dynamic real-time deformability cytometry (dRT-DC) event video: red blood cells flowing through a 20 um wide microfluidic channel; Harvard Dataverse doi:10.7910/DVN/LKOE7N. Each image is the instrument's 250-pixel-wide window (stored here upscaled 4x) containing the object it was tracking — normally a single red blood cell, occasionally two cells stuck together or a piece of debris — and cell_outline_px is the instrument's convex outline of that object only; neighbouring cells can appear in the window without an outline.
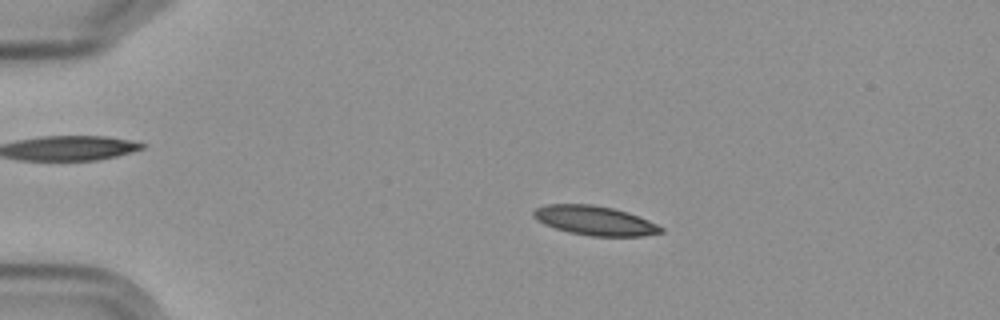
{"species": "Egyptian fruit bat (a non-hibernating species)", "species_latin": "Rousettus aegyptiacus", "temperature_condition": "cold", "stored_images_in_passage": 6, "camera_frame_rate_fps": 3000, "um_per_image_px": 0.085, "frame": {"image": 1, "passage_image": 3, "time_ms": 2.333, "image_size_px": [1000, 320], "cell_outline_px": [[664, 232], [644, 236], [592, 236], [568, 232], [544, 224], [536, 220], [532, 216], [532, 212], [536, 208], [544, 204], [592, 204], [612, 208], [628, 212], [648, 220], [664, 228]], "centroid_in_image_um": [50.54, 18.74], "position_along_channel_um": 34.5, "area_um2": 21.85}}
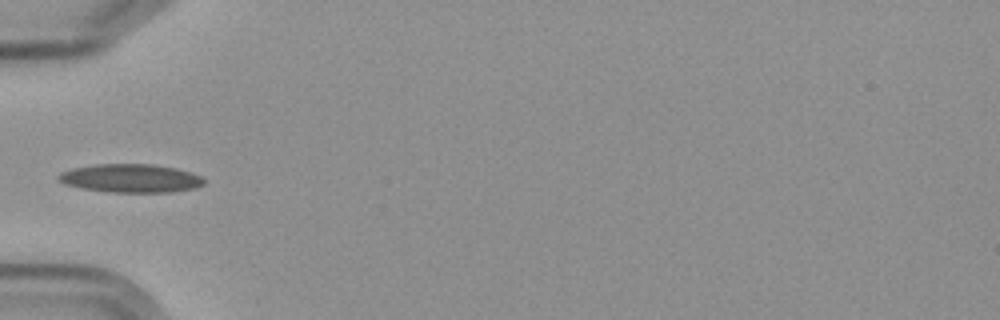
{"frame": {"image": 2, "passage_image": 5, "time_ms": 5.0, "image_size_px": [1000, 320], "cell_outline_px": [[204, 184], [196, 188], [172, 192], [108, 192], [80, 188], [64, 184], [56, 180], [56, 176], [60, 172], [72, 168], [96, 164], [152, 164], [176, 168], [192, 172], [200, 176], [204, 180]], "centroid_in_image_um": [11.07, 15.15], "position_along_channel_um": 73.9, "area_um2": 24.39}}
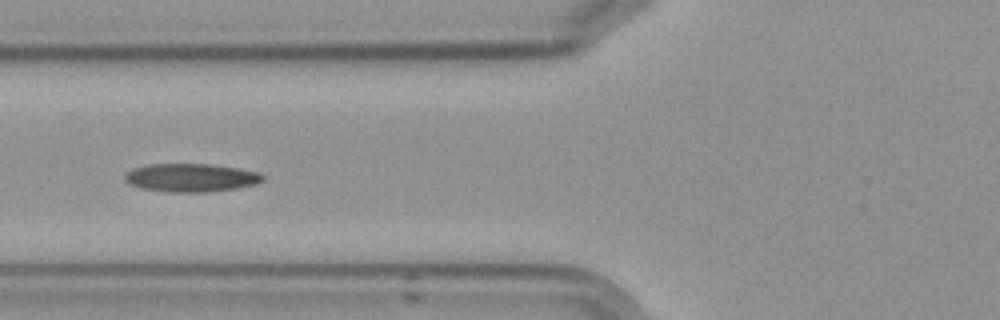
{"frame": {"image": 3, "passage_image": 6, "time_ms": 6.0, "image_size_px": [1000, 320], "cell_outline_px": [[264, 180], [256, 184], [236, 188], [208, 192], [168, 192], [140, 188], [128, 184], [124, 180], [124, 176], [132, 168], [148, 164], [208, 164], [236, 168], [260, 172], [264, 176]], "centroid_in_image_um": [16.21, 15.11], "position_along_channel_um": 109.6, "area_um2": 22.83}}